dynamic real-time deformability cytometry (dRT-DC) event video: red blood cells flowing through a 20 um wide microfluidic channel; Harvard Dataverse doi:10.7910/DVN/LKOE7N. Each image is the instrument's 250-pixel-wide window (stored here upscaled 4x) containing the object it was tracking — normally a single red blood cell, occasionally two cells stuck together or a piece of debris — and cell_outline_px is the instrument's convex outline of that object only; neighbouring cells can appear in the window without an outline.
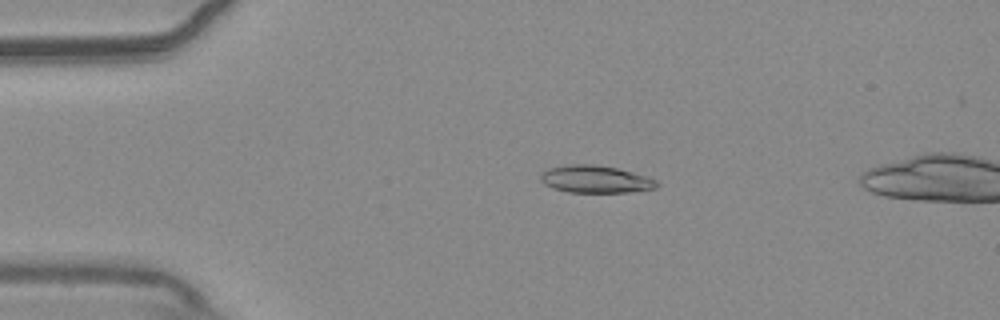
{"species": "common noctule bat (a hibernating species)", "species_latin": "Nyctalus noctula", "temperature_condition": "warm", "stored_images_in_passage": 50, "camera_frame_rate_fps": 3000, "um_per_image_px": 0.085, "animal": {"sex": "male", "body_mass_g": 20.4}, "frame": {"image": 1, "passage_image": 10, "time_ms": 3.0, "image_size_px": [1000, 320], "cell_outline_px": [[660, 184], [656, 188], [628, 192], [568, 192], [552, 188], [544, 184], [540, 180], [540, 176], [548, 168], [572, 164], [592, 164], [616, 168], [632, 172], [656, 180]], "centroid_in_image_um": [50.6, 15.24], "position_along_channel_um": 34.4, "area_um2": 18.38}}
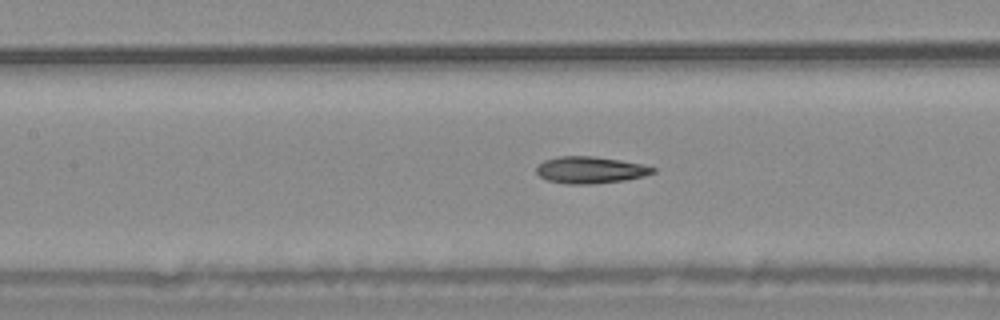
{"frame": {"image": 2, "passage_image": 23, "time_ms": 7.333, "image_size_px": [1000, 320], "cell_outline_px": [[656, 172], [644, 176], [624, 180], [592, 184], [564, 184], [548, 180], [540, 176], [536, 172], [536, 168], [544, 160], [560, 156], [592, 156], [620, 160], [640, 164], [656, 168]], "centroid_in_image_um": [50.17, 14.45], "position_along_channel_um": 157.2, "area_um2": 18.09}}
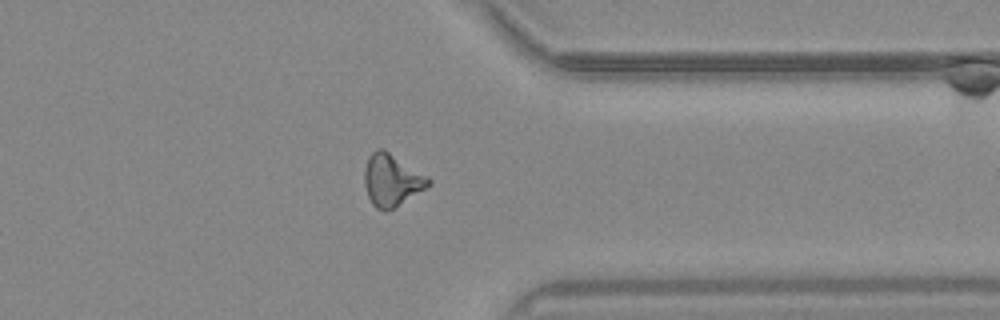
{"frame": {"image": 3, "passage_image": 41, "time_ms": 13.333, "image_size_px": [1000, 320], "cell_outline_px": [[432, 184], [392, 208], [376, 208], [372, 204], [368, 196], [364, 184], [364, 172], [368, 156], [376, 148], [384, 148], [428, 176], [432, 180]], "centroid_in_image_um": [33.29, 15.25], "position_along_channel_um": 378.1, "area_um2": 19.19}}